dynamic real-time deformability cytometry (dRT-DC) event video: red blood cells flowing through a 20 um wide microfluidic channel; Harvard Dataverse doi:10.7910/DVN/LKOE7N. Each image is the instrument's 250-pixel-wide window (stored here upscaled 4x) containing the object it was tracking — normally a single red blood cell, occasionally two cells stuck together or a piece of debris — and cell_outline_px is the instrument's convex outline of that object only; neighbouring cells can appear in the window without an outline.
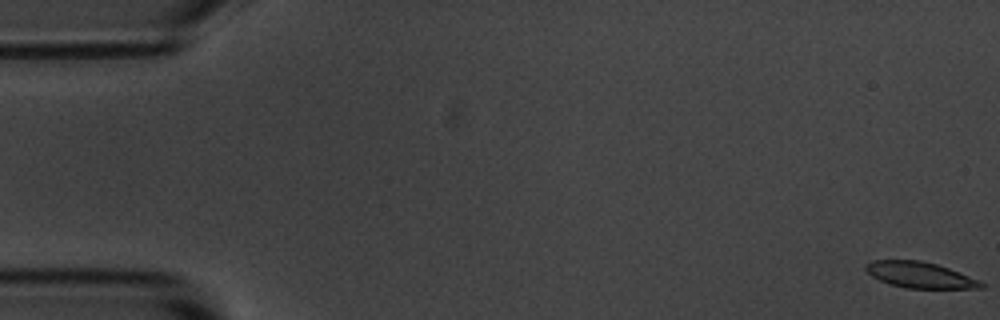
{"species": "common noctule bat (a hibernating species)", "species_latin": "Nyctalus noctula", "temperature_condition": "room temperature", "stored_images_in_passage": 56, "camera_frame_rate_fps": 3000, "um_per_image_px": 0.085, "animal": {"sex": "male", "body_mass_g": 20.1, "forearm_length_mm": 53.5}, "frame": {"image": 1, "passage_image": 1, "time_ms": 0.0, "image_size_px": [1000, 320], "cell_outline_px": [[984, 288], [908, 288], [892, 284], [880, 280], [872, 276], [864, 268], [864, 264], [872, 260], [920, 260], [936, 264], [948, 268], [968, 276], [984, 284]], "centroid_in_image_um": [78.14, 23.36], "position_along_channel_um": 6.9, "area_um2": 17.11}}
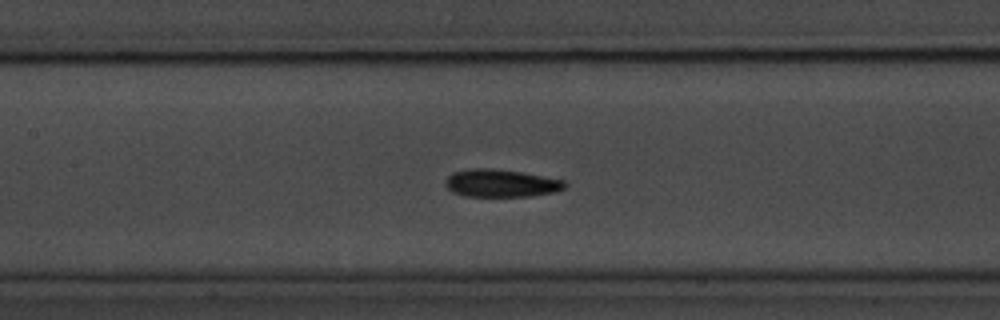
{"frame": {"image": 2, "passage_image": 26, "time_ms": 8.333, "image_size_px": [1000, 320], "cell_outline_px": [[568, 184], [564, 188], [552, 192], [532, 196], [464, 196], [452, 192], [444, 184], [444, 180], [452, 172], [468, 168], [492, 168], [520, 172], [564, 180]], "centroid_in_image_um": [42.53, 15.56], "position_along_channel_um": 164.9, "area_um2": 19.31}}
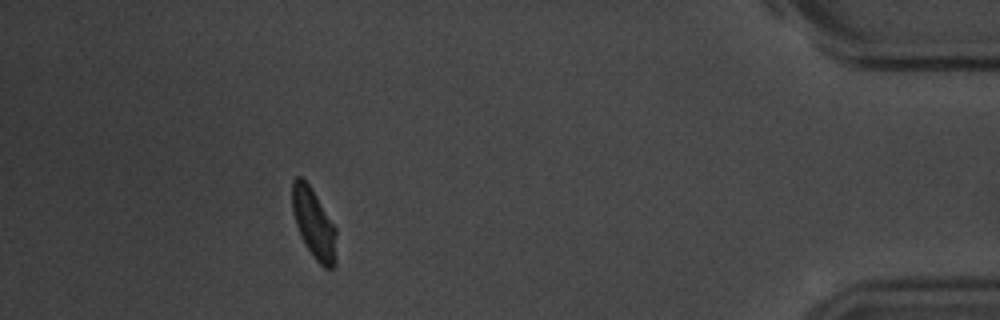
{"frame": {"image": 3, "passage_image": 51, "time_ms": 16.667, "image_size_px": [1000, 320], "cell_outline_px": [[336, 264], [332, 268], [324, 268], [312, 256], [304, 244], [300, 236], [292, 212], [292, 180], [296, 176], [300, 176], [308, 184], [316, 196], [336, 228]], "centroid_in_image_um": [26.67, 19.04], "position_along_channel_um": 408.5, "area_um2": 17.98}, "authors_computed_cell_mechanics": {"area_um2": 18.6405, "velocity_mm_per_s": 3.5868, "shape_relaxation_time_tau1_ms": 2.0232, "shape_relaxation_time_tau2_ms": 2.6612, "deformation_change_tau1": 0.1013, "deformation_change_tau2": 0.0661}}